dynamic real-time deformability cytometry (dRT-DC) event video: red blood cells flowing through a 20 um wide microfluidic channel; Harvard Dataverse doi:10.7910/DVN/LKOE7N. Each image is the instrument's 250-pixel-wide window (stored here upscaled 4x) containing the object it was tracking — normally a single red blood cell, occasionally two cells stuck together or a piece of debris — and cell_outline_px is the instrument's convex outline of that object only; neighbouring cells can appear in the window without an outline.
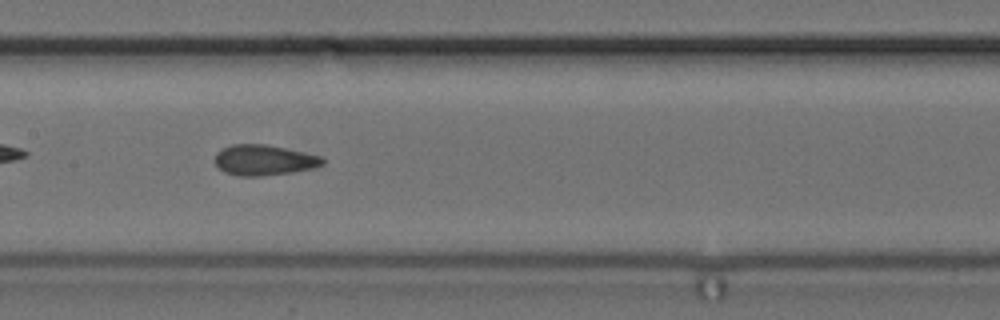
{"species": "common noctule bat (a hibernating species)", "species_latin": "Nyctalus noctula", "temperature_condition": "cold", "stored_images_in_passage": 36, "camera_frame_rate_fps": 3000, "um_per_image_px": 0.085, "animal": {"sex": "female", "body_mass_g": 24.6, "forearm_length_mm": 56.2}, "frame": {"image": 1, "passage_image": 11, "time_ms": 3.333, "image_size_px": [1000, 320], "cell_outline_px": [[324, 164], [312, 168], [288, 172], [260, 176], [236, 176], [224, 172], [216, 164], [216, 152], [220, 148], [232, 144], [268, 144], [304, 152], [320, 156], [324, 160]], "centroid_in_image_um": [22.4, 13.59], "position_along_channel_um": 185.0, "area_um2": 19.07}}